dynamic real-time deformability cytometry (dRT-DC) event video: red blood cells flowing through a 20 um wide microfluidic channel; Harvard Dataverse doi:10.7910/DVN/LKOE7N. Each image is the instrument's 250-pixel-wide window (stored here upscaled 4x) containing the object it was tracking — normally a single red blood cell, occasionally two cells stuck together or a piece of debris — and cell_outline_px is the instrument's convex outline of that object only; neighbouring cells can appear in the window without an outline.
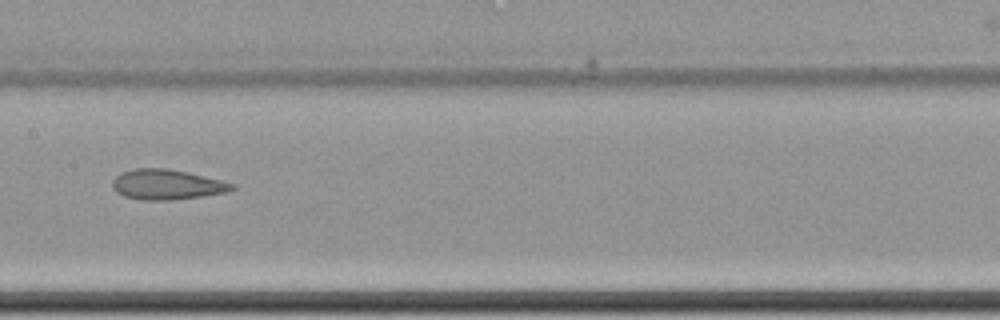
{"species": "common noctule bat (a hibernating species)", "species_latin": "Nyctalus noctula", "temperature_condition": "cold", "stored_images_in_passage": 10, "camera_frame_rate_fps": 3000, "um_per_image_px": 0.085, "animal": {"sex": "female", "body_mass_g": 22.7, "forearm_length_mm": 54.2}, "frame": {"image": 1, "passage_image": 9, "time_ms": 2.667, "image_size_px": [1000, 320], "cell_outline_px": [[236, 188], [228, 192], [172, 200], [140, 200], [124, 196], [116, 192], [112, 188], [112, 180], [120, 172], [136, 168], [168, 168], [188, 172], [236, 184]], "centroid_in_image_um": [14.16, 15.68], "position_along_channel_um": 193.2, "area_um2": 21.15}}
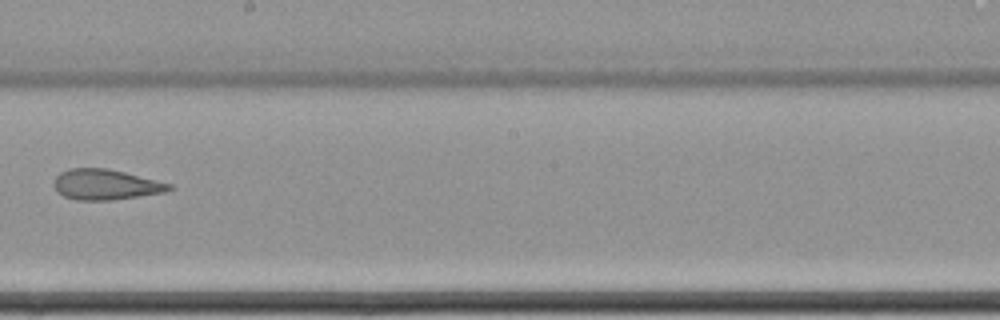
{"frame": {"image": 2, "passage_image": 10, "time_ms": 3.0, "image_size_px": [1000, 320], "cell_outline_px": [[176, 188], [164, 192], [112, 200], [76, 200], [64, 196], [56, 192], [52, 184], [56, 176], [60, 172], [72, 168], [108, 168], [172, 184]], "centroid_in_image_um": [8.95, 15.69], "position_along_channel_um": 239.2, "area_um2": 20.52}}